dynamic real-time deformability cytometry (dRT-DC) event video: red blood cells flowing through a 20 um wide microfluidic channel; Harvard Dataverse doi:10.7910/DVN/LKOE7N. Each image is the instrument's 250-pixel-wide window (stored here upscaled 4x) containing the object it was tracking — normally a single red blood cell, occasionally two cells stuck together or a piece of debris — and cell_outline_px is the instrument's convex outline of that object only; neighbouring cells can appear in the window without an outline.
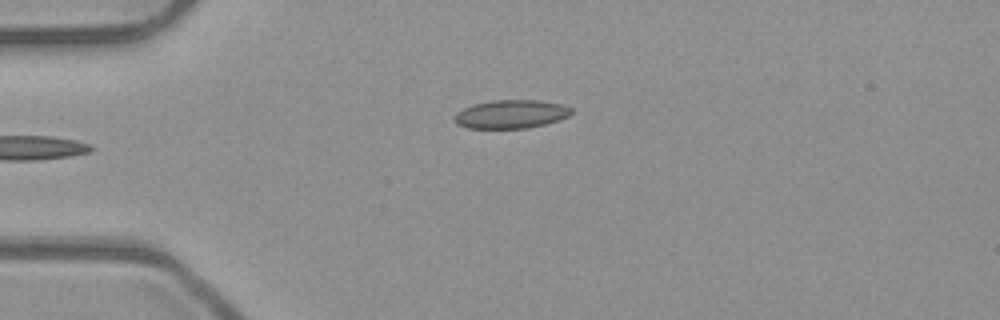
{"species": "common noctule bat (a hibernating species)", "species_latin": "Nyctalus noctula", "temperature_condition": "room temperature", "stored_images_in_passage": 31, "camera_frame_rate_fps": 3000, "um_per_image_px": 0.085, "animal": {"sex": "male", "body_mass_g": 23.1, "forearm_length_mm": 52.7}, "frame": {"image": 1, "passage_image": 1, "time_ms": 0.0, "image_size_px": [1000, 320], "cell_outline_px": [[572, 112], [568, 116], [560, 120], [528, 128], [468, 128], [456, 124], [452, 120], [456, 112], [472, 104], [492, 100], [540, 100], [560, 104], [572, 108]], "centroid_in_image_um": [43.4, 9.7], "position_along_channel_um": 41.6, "area_um2": 19.54}}
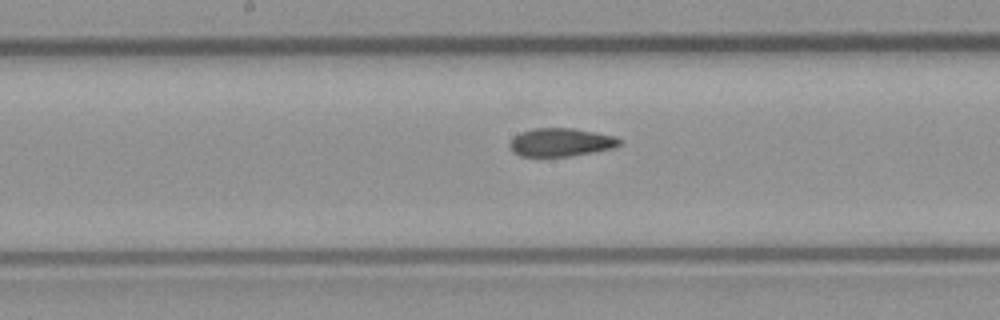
{"frame": {"image": 2, "passage_image": 15, "time_ms": 4.667, "image_size_px": [1000, 320], "cell_outline_px": [[620, 144], [612, 148], [592, 152], [568, 156], [520, 156], [512, 152], [508, 144], [512, 136], [520, 132], [536, 128], [572, 128], [616, 136], [620, 140]], "centroid_in_image_um": [47.6, 12.09], "position_along_channel_um": 200.6, "area_um2": 18.03}}
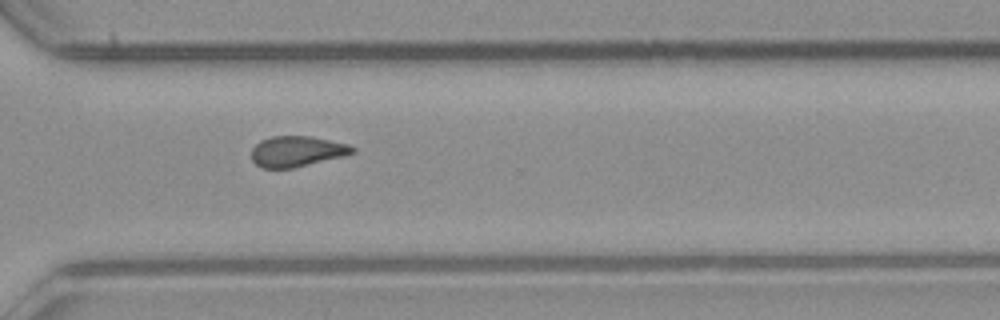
{"frame": {"image": 3, "passage_image": 26, "time_ms": 8.333, "image_size_px": [1000, 320], "cell_outline_px": [[356, 152], [344, 156], [292, 168], [264, 168], [256, 164], [252, 160], [252, 148], [260, 140], [272, 136], [312, 136], [348, 144], [356, 148]], "centroid_in_image_um": [25.25, 12.86], "position_along_channel_um": 345.3, "area_um2": 18.03}, "authors_computed_cell_mechanics": {"area_um2": 18.6694, "velocity_mm_per_s": 3.9648, "shape_relaxation_time_tau1_ms": null, "shape_relaxation_time_tau2_ms": 3.2802, "deformation_change_tau1": null, "deformation_change_tau2": 0.0867}}